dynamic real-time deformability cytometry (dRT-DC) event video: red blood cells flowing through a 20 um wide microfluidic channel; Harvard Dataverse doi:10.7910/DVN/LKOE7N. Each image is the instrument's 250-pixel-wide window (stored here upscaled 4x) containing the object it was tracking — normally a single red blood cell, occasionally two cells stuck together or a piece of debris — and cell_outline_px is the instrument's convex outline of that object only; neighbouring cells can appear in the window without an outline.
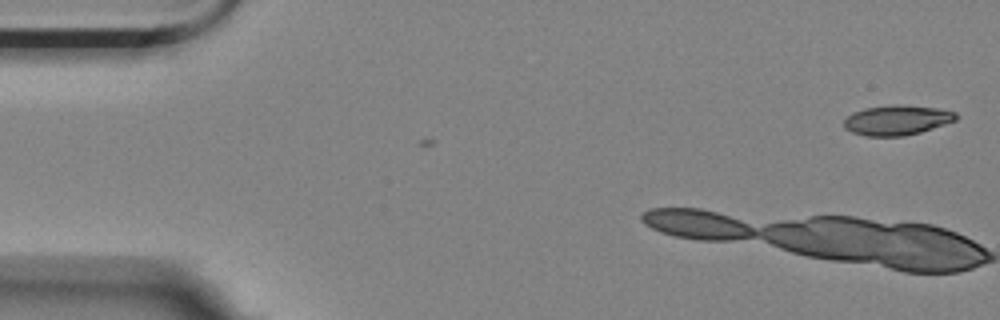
{"species": "Egyptian fruit bat (a non-hibernating species)", "species_latin": "Rousettus aegyptiacus", "temperature_condition": "room temperature", "stored_images_in_passage": 4, "camera_frame_rate_fps": 3000, "um_per_image_px": 0.085, "animal": {"sex": "female"}, "frame": {"image": 1, "passage_image": 4, "time_ms": 1.0, "image_size_px": [1000, 320], "cell_outline_px": [[956, 120], [920, 132], [904, 136], [864, 136], [852, 132], [844, 128], [844, 120], [852, 112], [864, 108], [896, 104], [936, 108], [956, 112]], "centroid_in_image_um": [76.2, 10.21], "position_along_channel_um": 8.8, "area_um2": 19.42}}